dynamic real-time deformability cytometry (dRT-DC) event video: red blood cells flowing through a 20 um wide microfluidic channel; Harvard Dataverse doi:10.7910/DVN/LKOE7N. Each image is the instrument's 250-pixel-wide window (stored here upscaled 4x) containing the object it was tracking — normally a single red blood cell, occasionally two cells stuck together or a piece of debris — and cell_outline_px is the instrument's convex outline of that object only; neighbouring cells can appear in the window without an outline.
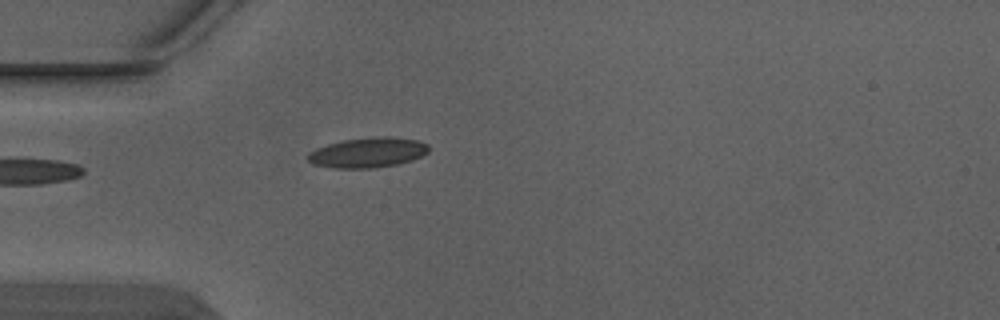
{"species": "Egyptian fruit bat (a non-hibernating species)", "species_latin": "Rousettus aegyptiacus", "temperature_condition": "warm", "stored_images_in_passage": 3, "camera_frame_rate_fps": 3000, "um_per_image_px": 0.085, "animal": {"sex": "male"}, "frame": {"image": 1, "passage_image": 3, "time_ms": 0.667, "image_size_px": [1000, 320], "cell_outline_px": [[428, 152], [412, 160], [396, 164], [372, 168], [332, 168], [312, 164], [308, 160], [308, 152], [316, 148], [328, 144], [344, 140], [376, 136], [388, 136], [420, 140], [428, 144]], "centroid_in_image_um": [31.26, 12.96], "position_along_channel_um": 53.7, "area_um2": 21.21}}